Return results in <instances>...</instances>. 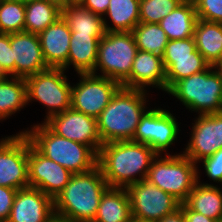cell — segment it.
I'll return each mask as SVG.
<instances>
[{"instance_id":"6da1fadb","label":"cell","mask_w":222,"mask_h":222,"mask_svg":"<svg viewBox=\"0 0 222 222\" xmlns=\"http://www.w3.org/2000/svg\"><path fill=\"white\" fill-rule=\"evenodd\" d=\"M156 156L146 144L133 141L110 142L101 146L97 165L109 187L127 188L147 178ZM135 175L139 177L136 178Z\"/></svg>"},{"instance_id":"7a4b0ae2","label":"cell","mask_w":222,"mask_h":222,"mask_svg":"<svg viewBox=\"0 0 222 222\" xmlns=\"http://www.w3.org/2000/svg\"><path fill=\"white\" fill-rule=\"evenodd\" d=\"M108 188L98 165L87 172L75 173L54 198V213L73 222H92Z\"/></svg>"},{"instance_id":"3957f363","label":"cell","mask_w":222,"mask_h":222,"mask_svg":"<svg viewBox=\"0 0 222 222\" xmlns=\"http://www.w3.org/2000/svg\"><path fill=\"white\" fill-rule=\"evenodd\" d=\"M146 90L120 87L97 118L102 143L132 141L146 112Z\"/></svg>"},{"instance_id":"277c9868","label":"cell","mask_w":222,"mask_h":222,"mask_svg":"<svg viewBox=\"0 0 222 222\" xmlns=\"http://www.w3.org/2000/svg\"><path fill=\"white\" fill-rule=\"evenodd\" d=\"M23 133L44 156L75 173L87 172L97 166L98 154L88 145L53 133L44 123Z\"/></svg>"},{"instance_id":"5b68a950","label":"cell","mask_w":222,"mask_h":222,"mask_svg":"<svg viewBox=\"0 0 222 222\" xmlns=\"http://www.w3.org/2000/svg\"><path fill=\"white\" fill-rule=\"evenodd\" d=\"M213 69V70H212ZM215 66L177 81L167 93L199 115L222 112V79Z\"/></svg>"},{"instance_id":"8992f818","label":"cell","mask_w":222,"mask_h":222,"mask_svg":"<svg viewBox=\"0 0 222 222\" xmlns=\"http://www.w3.org/2000/svg\"><path fill=\"white\" fill-rule=\"evenodd\" d=\"M196 165L184 154L166 153L164 158L157 155L151 163L146 180L169 193L182 204L200 178Z\"/></svg>"},{"instance_id":"52a82bcc","label":"cell","mask_w":222,"mask_h":222,"mask_svg":"<svg viewBox=\"0 0 222 222\" xmlns=\"http://www.w3.org/2000/svg\"><path fill=\"white\" fill-rule=\"evenodd\" d=\"M138 48L132 32H106L98 45L97 59L92 74L102 75L120 84L130 75Z\"/></svg>"},{"instance_id":"ba28073f","label":"cell","mask_w":222,"mask_h":222,"mask_svg":"<svg viewBox=\"0 0 222 222\" xmlns=\"http://www.w3.org/2000/svg\"><path fill=\"white\" fill-rule=\"evenodd\" d=\"M62 68H48L25 78L27 103L38 100L47 106L46 119L71 108L72 86Z\"/></svg>"},{"instance_id":"9c48e42d","label":"cell","mask_w":222,"mask_h":222,"mask_svg":"<svg viewBox=\"0 0 222 222\" xmlns=\"http://www.w3.org/2000/svg\"><path fill=\"white\" fill-rule=\"evenodd\" d=\"M126 190L134 219L157 222L180 208L181 203L177 199L146 179L128 186Z\"/></svg>"},{"instance_id":"30bf717a","label":"cell","mask_w":222,"mask_h":222,"mask_svg":"<svg viewBox=\"0 0 222 222\" xmlns=\"http://www.w3.org/2000/svg\"><path fill=\"white\" fill-rule=\"evenodd\" d=\"M81 80L72 86L71 108L98 118L121 84L92 73H79Z\"/></svg>"},{"instance_id":"8fae6325","label":"cell","mask_w":222,"mask_h":222,"mask_svg":"<svg viewBox=\"0 0 222 222\" xmlns=\"http://www.w3.org/2000/svg\"><path fill=\"white\" fill-rule=\"evenodd\" d=\"M0 186L17 190L29 187L28 137L23 132L0 141Z\"/></svg>"},{"instance_id":"7c38bea8","label":"cell","mask_w":222,"mask_h":222,"mask_svg":"<svg viewBox=\"0 0 222 222\" xmlns=\"http://www.w3.org/2000/svg\"><path fill=\"white\" fill-rule=\"evenodd\" d=\"M178 122L169 111L147 110L136 127L132 141L148 145L157 154L168 149L179 134Z\"/></svg>"},{"instance_id":"4fadbf2b","label":"cell","mask_w":222,"mask_h":222,"mask_svg":"<svg viewBox=\"0 0 222 222\" xmlns=\"http://www.w3.org/2000/svg\"><path fill=\"white\" fill-rule=\"evenodd\" d=\"M44 124L58 136L90 146L97 154L103 145L97 118L69 108L45 120Z\"/></svg>"},{"instance_id":"5bb4252c","label":"cell","mask_w":222,"mask_h":222,"mask_svg":"<svg viewBox=\"0 0 222 222\" xmlns=\"http://www.w3.org/2000/svg\"><path fill=\"white\" fill-rule=\"evenodd\" d=\"M73 173L42 155L28 139L29 187L40 189L54 199L68 184Z\"/></svg>"},{"instance_id":"9a60e30c","label":"cell","mask_w":222,"mask_h":222,"mask_svg":"<svg viewBox=\"0 0 222 222\" xmlns=\"http://www.w3.org/2000/svg\"><path fill=\"white\" fill-rule=\"evenodd\" d=\"M192 124V136L183 154L197 164L222 148V112L199 115Z\"/></svg>"},{"instance_id":"2e32d148","label":"cell","mask_w":222,"mask_h":222,"mask_svg":"<svg viewBox=\"0 0 222 222\" xmlns=\"http://www.w3.org/2000/svg\"><path fill=\"white\" fill-rule=\"evenodd\" d=\"M10 45L15 60V77L27 78L49 68L38 34L26 31L12 33Z\"/></svg>"},{"instance_id":"e0dca14e","label":"cell","mask_w":222,"mask_h":222,"mask_svg":"<svg viewBox=\"0 0 222 222\" xmlns=\"http://www.w3.org/2000/svg\"><path fill=\"white\" fill-rule=\"evenodd\" d=\"M54 213V199L40 189L26 187L16 192L6 222H46Z\"/></svg>"},{"instance_id":"ac0fdd59","label":"cell","mask_w":222,"mask_h":222,"mask_svg":"<svg viewBox=\"0 0 222 222\" xmlns=\"http://www.w3.org/2000/svg\"><path fill=\"white\" fill-rule=\"evenodd\" d=\"M165 80L166 71L162 56L138 50L132 63L131 73L121 83V86L145 90L146 86L154 85L165 91Z\"/></svg>"},{"instance_id":"d6986e66","label":"cell","mask_w":222,"mask_h":222,"mask_svg":"<svg viewBox=\"0 0 222 222\" xmlns=\"http://www.w3.org/2000/svg\"><path fill=\"white\" fill-rule=\"evenodd\" d=\"M38 36L47 66L66 70L71 38L68 23L61 16Z\"/></svg>"},{"instance_id":"ffe728a7","label":"cell","mask_w":222,"mask_h":222,"mask_svg":"<svg viewBox=\"0 0 222 222\" xmlns=\"http://www.w3.org/2000/svg\"><path fill=\"white\" fill-rule=\"evenodd\" d=\"M105 34H71L67 68L73 65L79 73H91L94 70L98 45Z\"/></svg>"},{"instance_id":"44dd1931","label":"cell","mask_w":222,"mask_h":222,"mask_svg":"<svg viewBox=\"0 0 222 222\" xmlns=\"http://www.w3.org/2000/svg\"><path fill=\"white\" fill-rule=\"evenodd\" d=\"M199 180L184 204L192 211L222 222V190L217 185L199 183Z\"/></svg>"},{"instance_id":"7402d4cb","label":"cell","mask_w":222,"mask_h":222,"mask_svg":"<svg viewBox=\"0 0 222 222\" xmlns=\"http://www.w3.org/2000/svg\"><path fill=\"white\" fill-rule=\"evenodd\" d=\"M132 219L126 188L109 187L102 195L92 222H129Z\"/></svg>"},{"instance_id":"603a6c76","label":"cell","mask_w":222,"mask_h":222,"mask_svg":"<svg viewBox=\"0 0 222 222\" xmlns=\"http://www.w3.org/2000/svg\"><path fill=\"white\" fill-rule=\"evenodd\" d=\"M193 37L197 50L214 66L222 57V23L198 19Z\"/></svg>"},{"instance_id":"cb8c5ba5","label":"cell","mask_w":222,"mask_h":222,"mask_svg":"<svg viewBox=\"0 0 222 222\" xmlns=\"http://www.w3.org/2000/svg\"><path fill=\"white\" fill-rule=\"evenodd\" d=\"M197 20L195 5L182 2L158 24L168 40L187 39L193 37Z\"/></svg>"},{"instance_id":"d4e9b609","label":"cell","mask_w":222,"mask_h":222,"mask_svg":"<svg viewBox=\"0 0 222 222\" xmlns=\"http://www.w3.org/2000/svg\"><path fill=\"white\" fill-rule=\"evenodd\" d=\"M162 60L166 71L165 92L177 81L202 72L210 66L198 50L192 52L191 56L162 57Z\"/></svg>"},{"instance_id":"484cf974","label":"cell","mask_w":222,"mask_h":222,"mask_svg":"<svg viewBox=\"0 0 222 222\" xmlns=\"http://www.w3.org/2000/svg\"><path fill=\"white\" fill-rule=\"evenodd\" d=\"M139 6L140 0H110L104 15L109 16L113 27L103 18L105 31L131 32L140 23Z\"/></svg>"},{"instance_id":"4316f807","label":"cell","mask_w":222,"mask_h":222,"mask_svg":"<svg viewBox=\"0 0 222 222\" xmlns=\"http://www.w3.org/2000/svg\"><path fill=\"white\" fill-rule=\"evenodd\" d=\"M62 16V8L46 0H25L24 31L39 34Z\"/></svg>"},{"instance_id":"83f0119b","label":"cell","mask_w":222,"mask_h":222,"mask_svg":"<svg viewBox=\"0 0 222 222\" xmlns=\"http://www.w3.org/2000/svg\"><path fill=\"white\" fill-rule=\"evenodd\" d=\"M62 17L68 23L71 34H105L103 17L82 4L66 5Z\"/></svg>"},{"instance_id":"f1b7e54d","label":"cell","mask_w":222,"mask_h":222,"mask_svg":"<svg viewBox=\"0 0 222 222\" xmlns=\"http://www.w3.org/2000/svg\"><path fill=\"white\" fill-rule=\"evenodd\" d=\"M27 103L25 78L13 77L0 82V120H4Z\"/></svg>"},{"instance_id":"f546056e","label":"cell","mask_w":222,"mask_h":222,"mask_svg":"<svg viewBox=\"0 0 222 222\" xmlns=\"http://www.w3.org/2000/svg\"><path fill=\"white\" fill-rule=\"evenodd\" d=\"M131 32L138 50L163 55L169 40L159 24L140 22Z\"/></svg>"},{"instance_id":"4dcf8cb0","label":"cell","mask_w":222,"mask_h":222,"mask_svg":"<svg viewBox=\"0 0 222 222\" xmlns=\"http://www.w3.org/2000/svg\"><path fill=\"white\" fill-rule=\"evenodd\" d=\"M25 0L0 2V33L12 34L24 31Z\"/></svg>"},{"instance_id":"1f68e13d","label":"cell","mask_w":222,"mask_h":222,"mask_svg":"<svg viewBox=\"0 0 222 222\" xmlns=\"http://www.w3.org/2000/svg\"><path fill=\"white\" fill-rule=\"evenodd\" d=\"M182 2V0H140V22L158 24Z\"/></svg>"},{"instance_id":"d6a6232c","label":"cell","mask_w":222,"mask_h":222,"mask_svg":"<svg viewBox=\"0 0 222 222\" xmlns=\"http://www.w3.org/2000/svg\"><path fill=\"white\" fill-rule=\"evenodd\" d=\"M195 9L198 19L222 23V0H199Z\"/></svg>"},{"instance_id":"836d02e7","label":"cell","mask_w":222,"mask_h":222,"mask_svg":"<svg viewBox=\"0 0 222 222\" xmlns=\"http://www.w3.org/2000/svg\"><path fill=\"white\" fill-rule=\"evenodd\" d=\"M197 47L195 45L194 37L187 39L169 40L162 57H182L191 56Z\"/></svg>"},{"instance_id":"e575fe53","label":"cell","mask_w":222,"mask_h":222,"mask_svg":"<svg viewBox=\"0 0 222 222\" xmlns=\"http://www.w3.org/2000/svg\"><path fill=\"white\" fill-rule=\"evenodd\" d=\"M0 64L10 77H15V60L10 45V34L0 33Z\"/></svg>"},{"instance_id":"d590c367","label":"cell","mask_w":222,"mask_h":222,"mask_svg":"<svg viewBox=\"0 0 222 222\" xmlns=\"http://www.w3.org/2000/svg\"><path fill=\"white\" fill-rule=\"evenodd\" d=\"M201 162L204 164L206 175L213 181H218L222 184V148L212 156L204 158Z\"/></svg>"},{"instance_id":"8d00e7d4","label":"cell","mask_w":222,"mask_h":222,"mask_svg":"<svg viewBox=\"0 0 222 222\" xmlns=\"http://www.w3.org/2000/svg\"><path fill=\"white\" fill-rule=\"evenodd\" d=\"M17 191V189L0 186V218L4 221H7L10 216Z\"/></svg>"},{"instance_id":"74e56055","label":"cell","mask_w":222,"mask_h":222,"mask_svg":"<svg viewBox=\"0 0 222 222\" xmlns=\"http://www.w3.org/2000/svg\"><path fill=\"white\" fill-rule=\"evenodd\" d=\"M110 0H84L81 4L93 13L104 16Z\"/></svg>"},{"instance_id":"f35d334b","label":"cell","mask_w":222,"mask_h":222,"mask_svg":"<svg viewBox=\"0 0 222 222\" xmlns=\"http://www.w3.org/2000/svg\"><path fill=\"white\" fill-rule=\"evenodd\" d=\"M180 208L184 212L186 222H217L201 213L190 210L184 203L180 204Z\"/></svg>"},{"instance_id":"ab89813d","label":"cell","mask_w":222,"mask_h":222,"mask_svg":"<svg viewBox=\"0 0 222 222\" xmlns=\"http://www.w3.org/2000/svg\"><path fill=\"white\" fill-rule=\"evenodd\" d=\"M157 222H186L184 212L181 208H178L175 212L166 215L163 219Z\"/></svg>"},{"instance_id":"60d3db41","label":"cell","mask_w":222,"mask_h":222,"mask_svg":"<svg viewBox=\"0 0 222 222\" xmlns=\"http://www.w3.org/2000/svg\"><path fill=\"white\" fill-rule=\"evenodd\" d=\"M46 222H73V221L67 217L53 213Z\"/></svg>"},{"instance_id":"b9f144b4","label":"cell","mask_w":222,"mask_h":222,"mask_svg":"<svg viewBox=\"0 0 222 222\" xmlns=\"http://www.w3.org/2000/svg\"><path fill=\"white\" fill-rule=\"evenodd\" d=\"M8 75L9 74L6 72V70L0 64V82L8 79L9 78Z\"/></svg>"},{"instance_id":"7bdbcfd3","label":"cell","mask_w":222,"mask_h":222,"mask_svg":"<svg viewBox=\"0 0 222 222\" xmlns=\"http://www.w3.org/2000/svg\"><path fill=\"white\" fill-rule=\"evenodd\" d=\"M214 66H215V69L219 72L222 79V57Z\"/></svg>"},{"instance_id":"ee69618b","label":"cell","mask_w":222,"mask_h":222,"mask_svg":"<svg viewBox=\"0 0 222 222\" xmlns=\"http://www.w3.org/2000/svg\"><path fill=\"white\" fill-rule=\"evenodd\" d=\"M46 1L52 2L61 8L65 7V0H46Z\"/></svg>"},{"instance_id":"f6af8a7d","label":"cell","mask_w":222,"mask_h":222,"mask_svg":"<svg viewBox=\"0 0 222 222\" xmlns=\"http://www.w3.org/2000/svg\"><path fill=\"white\" fill-rule=\"evenodd\" d=\"M84 0H65V6L66 5H72V4H81Z\"/></svg>"},{"instance_id":"bcb514c9","label":"cell","mask_w":222,"mask_h":222,"mask_svg":"<svg viewBox=\"0 0 222 222\" xmlns=\"http://www.w3.org/2000/svg\"><path fill=\"white\" fill-rule=\"evenodd\" d=\"M182 1L195 5L199 0H182Z\"/></svg>"},{"instance_id":"7dc6e473","label":"cell","mask_w":222,"mask_h":222,"mask_svg":"<svg viewBox=\"0 0 222 222\" xmlns=\"http://www.w3.org/2000/svg\"><path fill=\"white\" fill-rule=\"evenodd\" d=\"M129 222H146V221H140V220L132 218Z\"/></svg>"},{"instance_id":"c3c4849f","label":"cell","mask_w":222,"mask_h":222,"mask_svg":"<svg viewBox=\"0 0 222 222\" xmlns=\"http://www.w3.org/2000/svg\"><path fill=\"white\" fill-rule=\"evenodd\" d=\"M9 1H22V0H0V2H9Z\"/></svg>"}]
</instances>
